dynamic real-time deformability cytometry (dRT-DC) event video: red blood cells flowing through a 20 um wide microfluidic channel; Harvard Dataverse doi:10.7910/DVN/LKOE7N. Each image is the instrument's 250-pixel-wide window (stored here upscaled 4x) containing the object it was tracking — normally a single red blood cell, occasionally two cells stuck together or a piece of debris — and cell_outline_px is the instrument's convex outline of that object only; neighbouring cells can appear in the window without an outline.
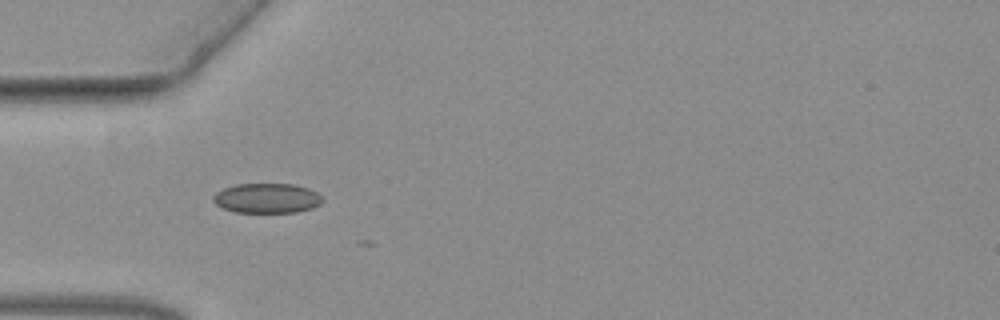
{"species": "common noctule bat (a hibernating species)", "species_latin": "Nyctalus noctula", "temperature_condition": "warm", "stored_images_in_passage": 2, "camera_frame_rate_fps": 3000, "um_per_image_px": 0.085, "animal": {"sex": "female", "body_mass_g": 19.3, "forearm_length_mm": 54.1}, "frame": {"image": 1, "passage_image": 1, "time_ms": 0.0, "image_size_px": [1000, 320], "cell_outline_px": [[324, 200], [320, 204], [312, 208], [296, 212], [236, 212], [224, 208], [216, 204], [212, 200], [212, 196], [216, 192], [224, 188], [236, 184], [292, 184], [308, 188], [324, 196]], "centroid_in_image_um": [22.71, 16.84], "position_along_channel_um": 62.3, "area_um2": 19.02}}